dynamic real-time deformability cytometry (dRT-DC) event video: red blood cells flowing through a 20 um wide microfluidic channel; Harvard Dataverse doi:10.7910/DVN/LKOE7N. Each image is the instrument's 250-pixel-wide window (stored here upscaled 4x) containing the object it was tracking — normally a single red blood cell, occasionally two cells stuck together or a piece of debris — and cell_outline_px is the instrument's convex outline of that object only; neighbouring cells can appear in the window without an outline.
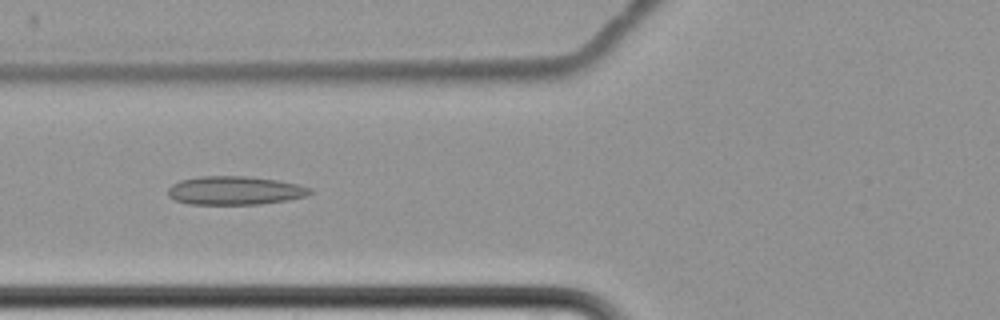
{"species": "common noctule bat (a hibernating species)", "species_latin": "Nyctalus noctula", "temperature_condition": "cold", "stored_images_in_passage": 8, "camera_frame_rate_fps": 3000, "um_per_image_px": 0.085, "animal": {"sex": "female", "body_mass_g": 22.7, "forearm_length_mm": 54.2}, "frame": {"image": 1, "passage_image": 8, "time_ms": 8.667, "image_size_px": [1000, 320], "cell_outline_px": [[312, 192], [304, 196], [288, 200], [260, 204], [188, 204], [176, 200], [168, 196], [168, 188], [172, 184], [180, 180], [200, 176], [248, 176], [276, 180], [296, 184], [312, 188]], "centroid_in_image_um": [19.94, 16.19], "position_along_channel_um": 105.9, "area_um2": 23.58}}